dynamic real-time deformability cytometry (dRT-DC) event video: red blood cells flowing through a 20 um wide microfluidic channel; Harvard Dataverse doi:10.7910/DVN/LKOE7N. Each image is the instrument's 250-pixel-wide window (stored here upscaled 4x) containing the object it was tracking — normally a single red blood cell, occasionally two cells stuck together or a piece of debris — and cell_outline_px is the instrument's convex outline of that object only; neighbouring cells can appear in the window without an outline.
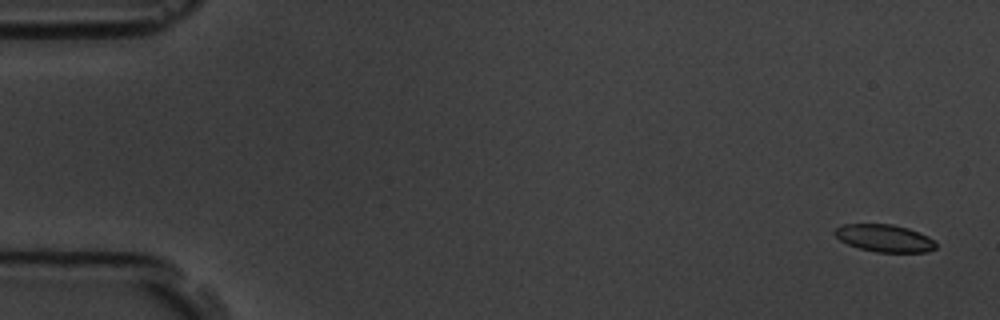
{"species": "common noctule bat (a hibernating species)", "species_latin": "Nyctalus noctula", "temperature_condition": "room temperature", "stored_images_in_passage": 15, "camera_frame_rate_fps": 3000, "um_per_image_px": 0.085, "animal": {"sex": "male", "body_mass_g": 19.5, "forearm_length_mm": 54.6}, "frame": {"image": 1, "passage_image": 1, "time_ms": 0.0, "image_size_px": [1000, 320], "cell_outline_px": [[936, 248], [928, 252], [876, 252], [860, 248], [848, 244], [840, 240], [832, 232], [836, 228], [844, 224], [892, 224], [908, 228], [928, 236], [936, 244]], "centroid_in_image_um": [75.17, 20.24], "position_along_channel_um": 9.8, "area_um2": 16.07}}
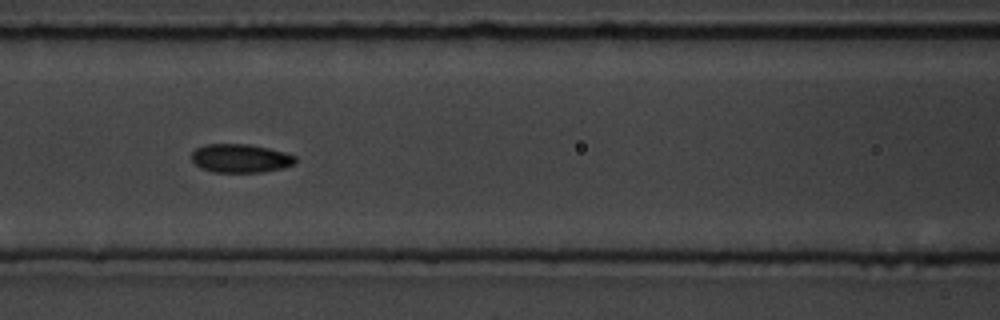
{"frame": {"image": 2, "passage_image": 7, "time_ms": 7.667, "image_size_px": [1000, 320], "cell_outline_px": [[296, 164], [264, 172], [212, 172], [200, 168], [192, 160], [192, 152], [196, 148], [204, 144], [248, 144], [268, 148], [284, 152], [296, 156]], "centroid_in_image_um": [20.43, 13.46], "position_along_channel_um": 146.2, "area_um2": 17.34}}
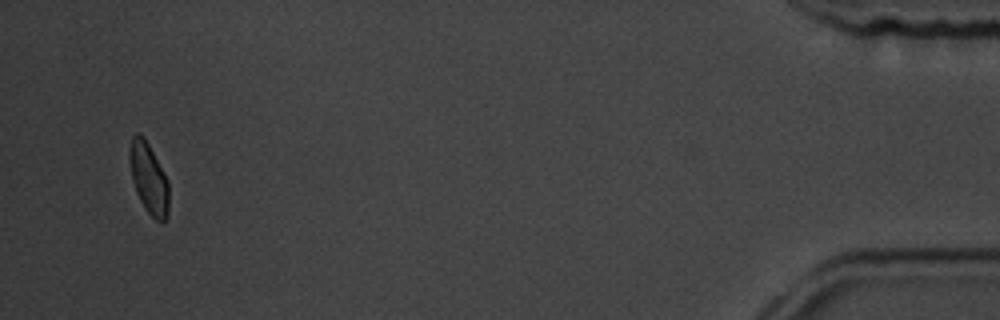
{"frame": {"image": 3, "passage_image": 15, "time_ms": 17.667, "image_size_px": [1000, 320], "cell_outline_px": [[168, 216], [164, 224], [160, 224], [144, 208], [136, 192], [132, 180], [128, 160], [128, 152], [132, 136], [136, 132], [140, 132], [144, 136], [164, 172], [168, 180]], "centroid_in_image_um": [12.63, 15.15], "position_along_channel_um": 422.6, "area_um2": 16.59}, "authors_computed_cell_mechanics": {"area_um2": 16.9932, "velocity_mm_per_s": 3.5948, "shape_relaxation_time_tau1_ms": 2.7401, "shape_relaxation_time_tau2_ms": 1.9017, "deformation_change_tau1": 0.1087, "deformation_change_tau2": 0.0714}}